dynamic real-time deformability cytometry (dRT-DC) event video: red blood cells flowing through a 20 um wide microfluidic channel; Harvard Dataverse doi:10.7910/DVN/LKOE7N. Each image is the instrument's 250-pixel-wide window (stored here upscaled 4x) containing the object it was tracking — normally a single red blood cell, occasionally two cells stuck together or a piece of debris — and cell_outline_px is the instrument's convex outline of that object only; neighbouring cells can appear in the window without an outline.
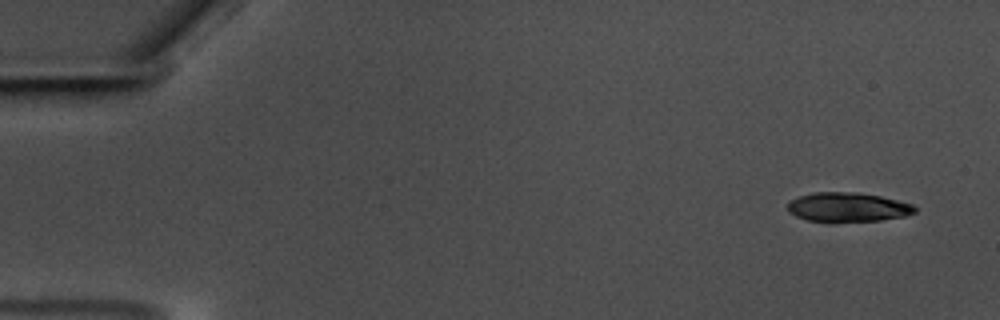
{"species": "common noctule bat (a hibernating species)", "species_latin": "Nyctalus noctula", "temperature_condition": "warm", "stored_images_in_passage": 13, "camera_frame_rate_fps": 3000, "um_per_image_px": 0.085, "animal": {"sex": "male", "body_mass_g": 17.5, "forearm_length_mm": 52.3}, "frame": {"image": 1, "passage_image": 1, "time_ms": 0.0, "image_size_px": [1000, 320], "cell_outline_px": [[916, 212], [904, 216], [880, 220], [808, 220], [796, 216], [788, 212], [788, 204], [792, 200], [800, 196], [812, 192], [856, 192], [880, 196], [912, 204], [916, 208]], "centroid_in_image_um": [72.06, 17.58], "position_along_channel_um": 12.9, "area_um2": 21.1}}